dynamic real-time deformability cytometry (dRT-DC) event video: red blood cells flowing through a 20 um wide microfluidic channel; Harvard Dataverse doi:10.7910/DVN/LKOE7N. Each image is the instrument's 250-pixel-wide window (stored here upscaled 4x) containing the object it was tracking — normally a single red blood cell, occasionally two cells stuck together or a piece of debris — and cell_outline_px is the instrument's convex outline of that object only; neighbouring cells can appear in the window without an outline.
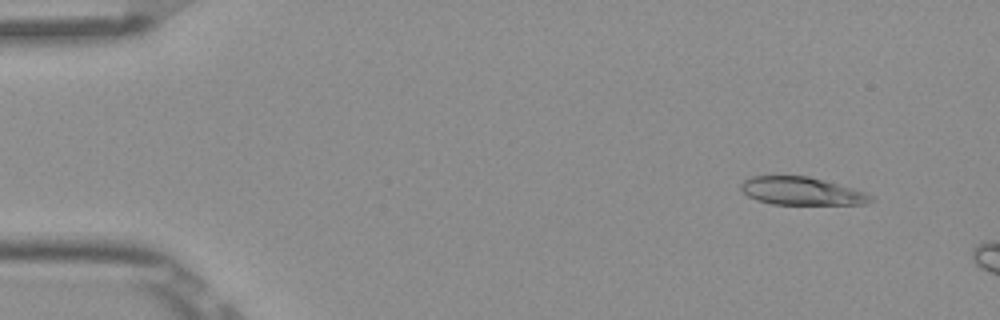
{"species": "Egyptian fruit bat (a non-hibernating species)", "species_latin": "Rousettus aegyptiacus", "temperature_condition": "room temperature", "stored_images_in_passage": 10, "camera_frame_rate_fps": 3000, "um_per_image_px": 0.085, "frame": {"image": 1, "passage_image": 5, "time_ms": 1.333, "image_size_px": [1000, 320], "cell_outline_px": [[872, 200], [864, 204], [772, 204], [756, 200], [748, 196], [740, 188], [740, 184], [744, 180], [752, 176], [808, 176], [824, 180], [852, 188], [864, 192], [872, 196]], "centroid_in_image_um": [68.09, 16.24], "position_along_channel_um": 16.9, "area_um2": 20.92}}